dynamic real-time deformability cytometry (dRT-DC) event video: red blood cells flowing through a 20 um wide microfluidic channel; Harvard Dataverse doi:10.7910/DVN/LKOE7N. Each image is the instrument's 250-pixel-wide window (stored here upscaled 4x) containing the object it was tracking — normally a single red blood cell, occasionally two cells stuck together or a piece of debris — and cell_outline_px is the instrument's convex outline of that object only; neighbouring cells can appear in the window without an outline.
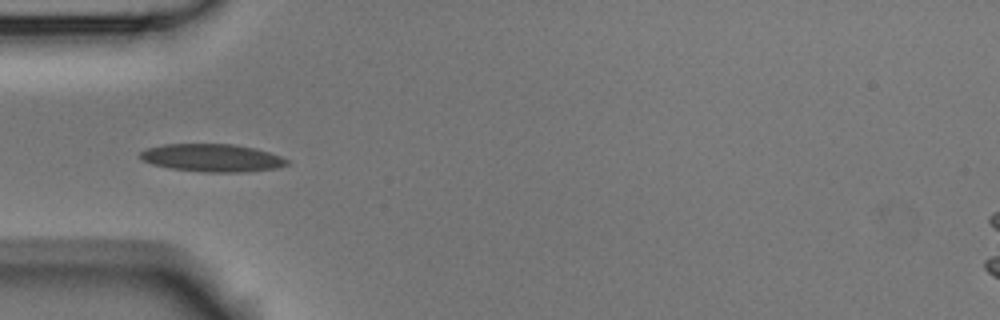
{"species": "Egyptian fruit bat (a non-hibernating species)", "species_latin": "Rousettus aegyptiacus", "temperature_condition": "room temperature", "stored_images_in_passage": 6, "camera_frame_rate_fps": 3000, "um_per_image_px": 0.085, "animal": {"sex": "male"}, "frame": {"image": 1, "passage_image": 5, "time_ms": 1.333, "image_size_px": [1000, 320], "cell_outline_px": [[292, 160], [288, 164], [280, 168], [244, 172], [204, 172], [172, 168], [152, 164], [140, 160], [136, 156], [144, 148], [164, 144], [232, 144], [256, 148]], "centroid_in_image_um": [18.02, 13.41], "position_along_channel_um": 67.0, "area_um2": 24.1}}
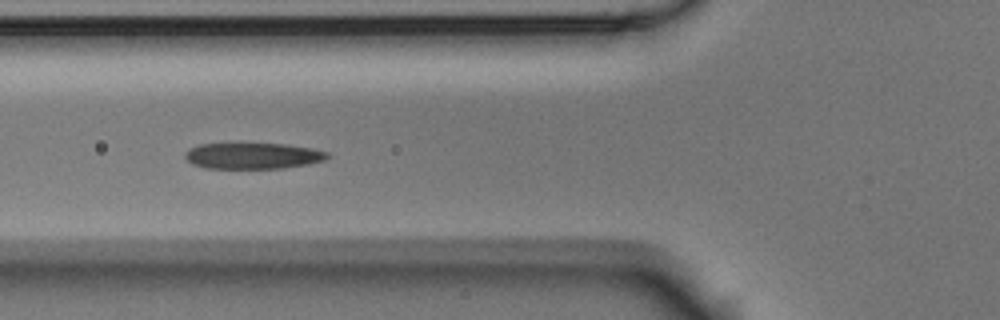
{"frame": {"image": 2, "passage_image": 6, "time_ms": 1.667, "image_size_px": [1000, 320], "cell_outline_px": [[328, 156], [324, 160], [284, 168], [204, 168], [192, 164], [184, 156], [184, 152], [188, 148], [200, 144], [284, 144], [312, 148], [328, 152]], "centroid_in_image_um": [21.44, 13.24], "position_along_channel_um": 104.4, "area_um2": 21.44}}